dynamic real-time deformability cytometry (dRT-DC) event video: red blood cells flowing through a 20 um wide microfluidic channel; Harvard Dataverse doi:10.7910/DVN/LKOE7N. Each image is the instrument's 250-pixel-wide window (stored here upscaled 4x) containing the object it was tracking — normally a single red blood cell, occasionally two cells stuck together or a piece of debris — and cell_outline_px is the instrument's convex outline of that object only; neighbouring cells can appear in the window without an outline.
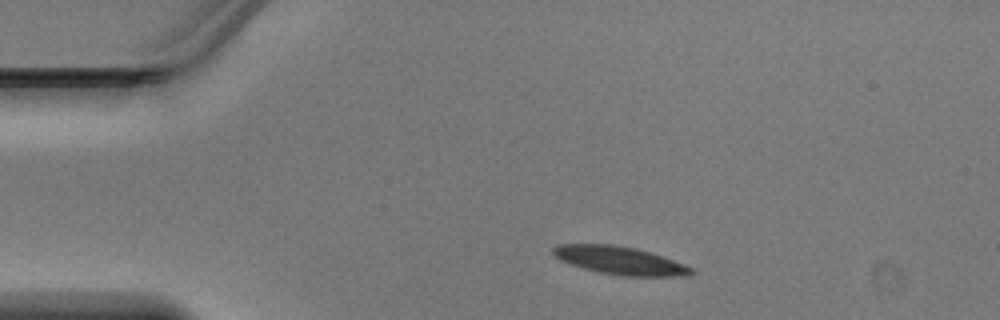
{"species": "Egyptian fruit bat (a non-hibernating species)", "species_latin": "Rousettus aegyptiacus", "temperature_condition": "warm", "stored_images_in_passage": 43, "camera_frame_rate_fps": 3000, "um_per_image_px": 0.085, "animal": {"sex": "male"}, "frame": {"image": 1, "passage_image": 5, "time_ms": 1.333, "image_size_px": [1000, 320], "cell_outline_px": [[696, 272], [676, 276], [624, 276], [600, 272], [568, 264], [552, 256], [552, 248], [560, 244], [612, 244], [636, 248], [672, 260], [692, 268]], "centroid_in_image_um": [52.59, 22.13], "position_along_channel_um": 32.4, "area_um2": 22.25}}
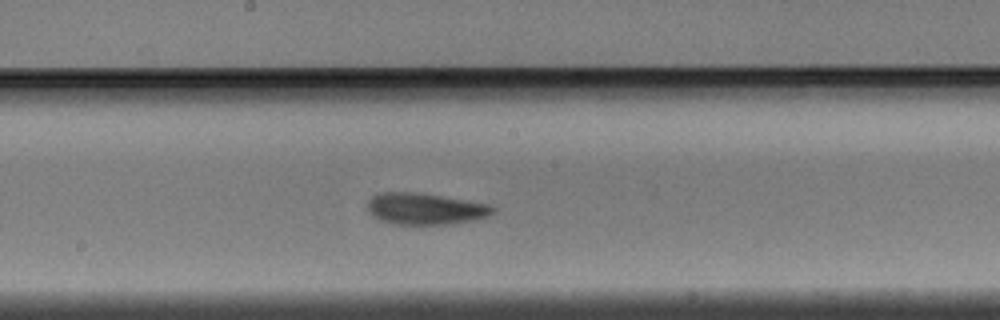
{"frame": {"image": 2, "passage_image": 21, "time_ms": 6.667, "image_size_px": [1000, 320], "cell_outline_px": [[496, 212], [488, 216], [472, 220], [448, 224], [396, 224], [380, 220], [372, 216], [368, 212], [368, 200], [372, 196], [380, 192], [420, 192], [488, 204], [496, 208]], "centroid_in_image_um": [36.13, 17.74], "position_along_channel_um": 212.1, "area_um2": 23.06}}
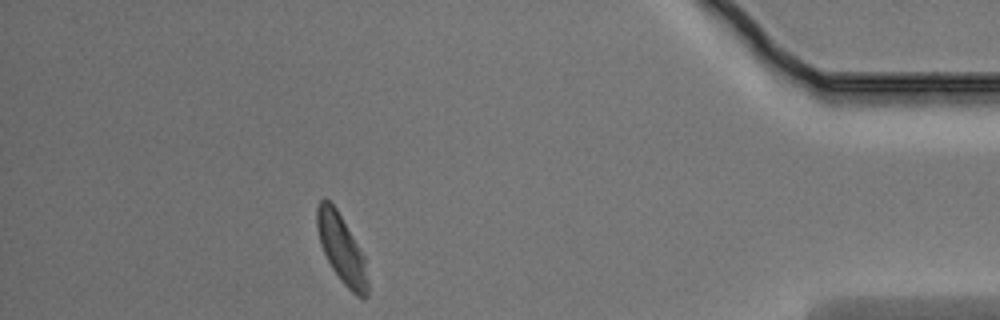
{"frame": {"image": 3, "passage_image": 38, "time_ms": 12.333, "image_size_px": [1000, 320], "cell_outline_px": [[368, 296], [364, 300], [356, 296], [340, 280], [332, 268], [320, 244], [316, 224], [316, 208], [320, 200], [324, 196], [336, 208], [364, 256], [368, 284]], "centroid_in_image_um": [29.02, 21.17], "position_along_channel_um": 406.2, "area_um2": 20.06}}